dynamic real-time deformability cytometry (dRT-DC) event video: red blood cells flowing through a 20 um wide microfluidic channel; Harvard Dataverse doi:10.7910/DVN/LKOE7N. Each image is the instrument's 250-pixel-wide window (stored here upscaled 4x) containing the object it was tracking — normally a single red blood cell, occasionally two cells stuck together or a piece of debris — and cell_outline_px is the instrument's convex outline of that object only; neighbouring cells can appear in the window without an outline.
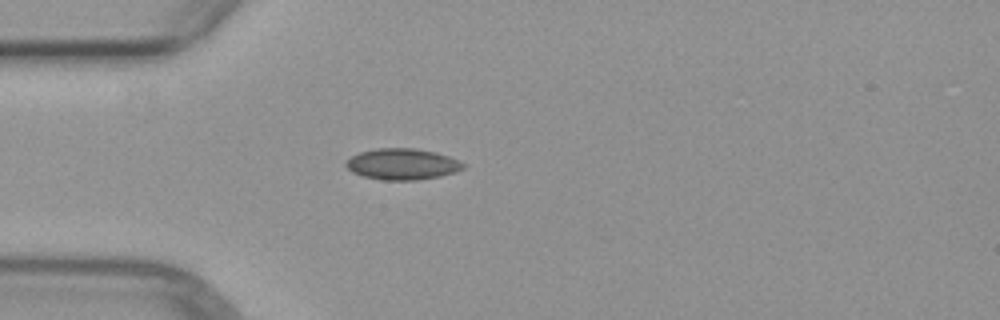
{"species": "common noctule bat (a hibernating species)", "species_latin": "Nyctalus noctula", "temperature_condition": "warm", "stored_images_in_passage": 4, "camera_frame_rate_fps": 3000, "um_per_image_px": 0.085, "animal": {"sex": "female", "body_mass_g": 29.2, "forearm_length_mm": 56.3}, "frame": {"image": 1, "passage_image": 4, "time_ms": 4.333, "image_size_px": [1000, 320], "cell_outline_px": [[464, 168], [456, 172], [440, 176], [416, 180], [380, 180], [364, 176], [352, 172], [344, 164], [352, 156], [360, 152], [376, 148], [416, 148], [436, 152], [448, 156], [464, 164]], "centroid_in_image_um": [34.19, 13.95], "position_along_channel_um": 50.8, "area_um2": 21.21}}